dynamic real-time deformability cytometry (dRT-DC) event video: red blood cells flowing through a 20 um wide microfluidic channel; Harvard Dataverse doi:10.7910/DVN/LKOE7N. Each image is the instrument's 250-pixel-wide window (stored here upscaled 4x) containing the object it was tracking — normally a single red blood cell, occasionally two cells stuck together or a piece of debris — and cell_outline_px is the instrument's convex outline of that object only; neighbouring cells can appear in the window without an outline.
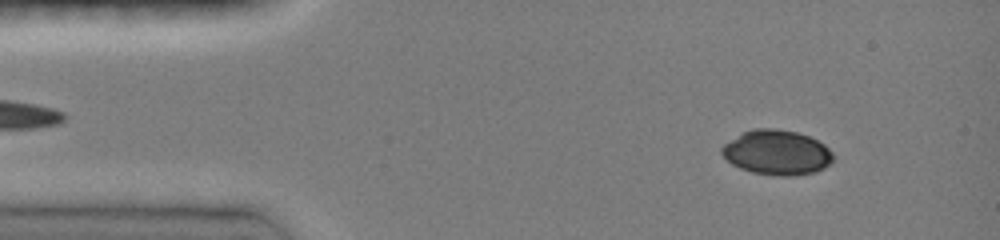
{"species": "common noctule bat (a hibernating species)", "species_latin": "Nyctalus noctula", "temperature_condition": "room temperature", "stored_images_in_passage": 46, "camera_frame_rate_fps": 3000, "um_per_image_px": 0.085, "animal": {"sex": "female", "body_mass_g": 19.0, "forearm_length_mm": 51.5}, "frame": {"image": 1, "passage_image": 5, "time_ms": 1.333, "image_size_px": [1000, 240], "cell_outline_px": [[832, 160], [824, 168], [816, 172], [792, 176], [772, 176], [752, 172], [740, 168], [732, 164], [720, 152], [720, 148], [724, 144], [740, 132], [756, 128], [776, 128], [796, 132], [808, 136], [824, 144], [832, 152]], "centroid_in_image_um": [66.0, 12.96], "position_along_channel_um": 19.0, "area_um2": 29.25}}
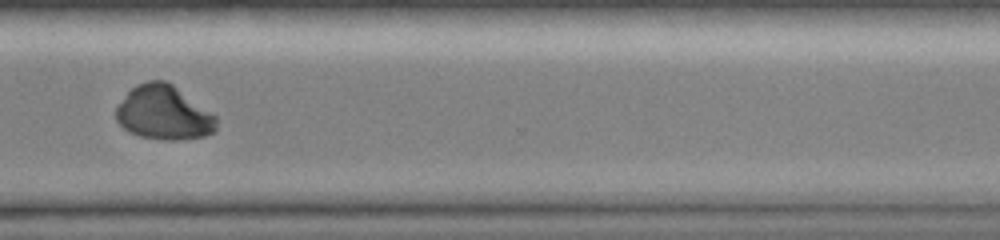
{"frame": {"image": 2, "passage_image": 35, "time_ms": 11.333, "image_size_px": [1000, 240], "cell_outline_px": [[216, 132], [204, 136], [180, 140], [160, 140], [140, 136], [128, 132], [116, 120], [116, 108], [128, 92], [136, 84], [148, 80], [168, 80], [216, 116]], "centroid_in_image_um": [13.92, 9.59], "position_along_channel_um": 356.7, "area_um2": 31.85}}
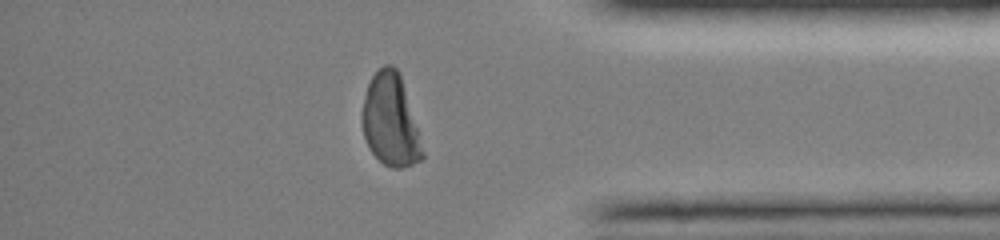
{"frame": {"image": 3, "passage_image": 39, "time_ms": 12.667, "image_size_px": [1000, 240], "cell_outline_px": [[424, 156], [420, 160], [412, 164], [400, 168], [392, 168], [384, 164], [372, 152], [364, 136], [360, 116], [368, 84], [372, 76], [384, 64], [392, 64], [400, 72], [424, 152]], "centroid_in_image_um": [33.18, 10.22], "position_along_channel_um": 402.0, "area_um2": 32.08}}